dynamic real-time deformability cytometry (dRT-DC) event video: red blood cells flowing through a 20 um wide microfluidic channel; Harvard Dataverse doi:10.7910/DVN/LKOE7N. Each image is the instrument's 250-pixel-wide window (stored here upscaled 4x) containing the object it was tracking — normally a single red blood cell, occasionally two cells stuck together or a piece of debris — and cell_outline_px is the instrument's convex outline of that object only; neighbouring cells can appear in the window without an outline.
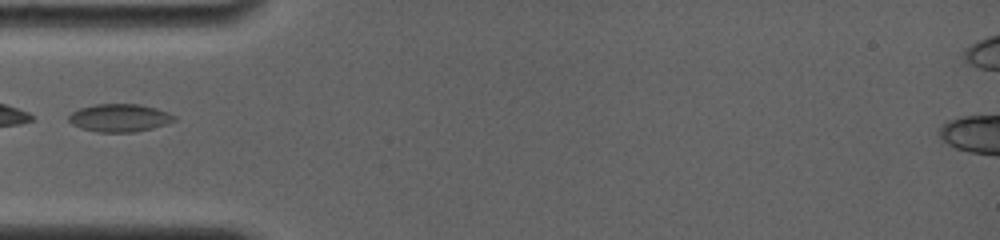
{"species": "common noctule bat (a hibernating species)", "species_latin": "Nyctalus noctula", "temperature_condition": "room temperature", "stored_images_in_passage": 31, "camera_frame_rate_fps": 4000, "um_per_image_px": 0.085, "animal": {"sex": "female", "body_mass_g": 19.0, "forearm_length_mm": 56.7}, "frame": {"image": 1, "passage_image": 1, "time_ms": 0.0, "image_size_px": [1000, 240], "cell_outline_px": [[176, 120], [152, 128], [136, 132], [96, 132], [80, 128], [72, 124], [68, 120], [68, 116], [72, 112], [80, 108], [96, 104], [136, 104], [156, 108], [168, 112], [176, 116]], "centroid_in_image_um": [10.14, 10.02], "position_along_channel_um": 74.9, "area_um2": 17.11}}
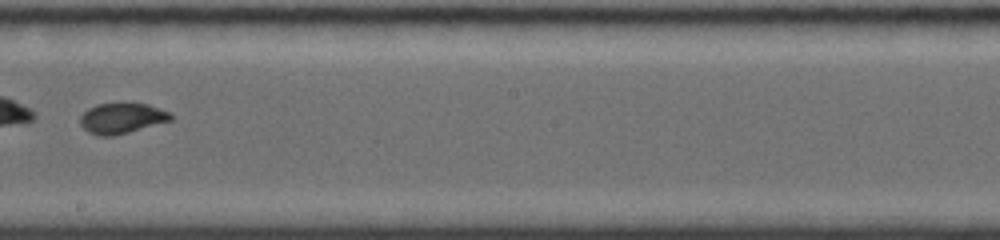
{"frame": {"image": 2, "passage_image": 9, "time_ms": 4.25, "image_size_px": [1000, 240], "cell_outline_px": [[172, 120], [128, 132], [112, 136], [100, 136], [88, 132], [80, 124], [80, 116], [88, 108], [96, 104], [148, 104], [168, 112], [172, 116]], "centroid_in_image_um": [10.32, 10.06], "position_along_channel_um": 237.9, "area_um2": 15.78}}
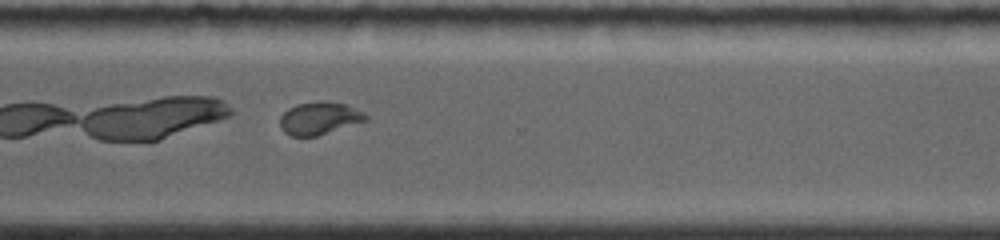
{"frame": {"image": 3, "passage_image": 22, "time_ms": 7.0, "image_size_px": [1000, 240], "cell_outline_px": [[368, 120], [316, 136], [292, 136], [284, 132], [280, 128], [280, 116], [288, 108], [296, 104], [320, 100], [324, 100], [344, 104], [364, 112], [368, 116]], "centroid_in_image_um": [27.13, 10.04], "position_along_channel_um": 343.5, "area_um2": 16.36}}